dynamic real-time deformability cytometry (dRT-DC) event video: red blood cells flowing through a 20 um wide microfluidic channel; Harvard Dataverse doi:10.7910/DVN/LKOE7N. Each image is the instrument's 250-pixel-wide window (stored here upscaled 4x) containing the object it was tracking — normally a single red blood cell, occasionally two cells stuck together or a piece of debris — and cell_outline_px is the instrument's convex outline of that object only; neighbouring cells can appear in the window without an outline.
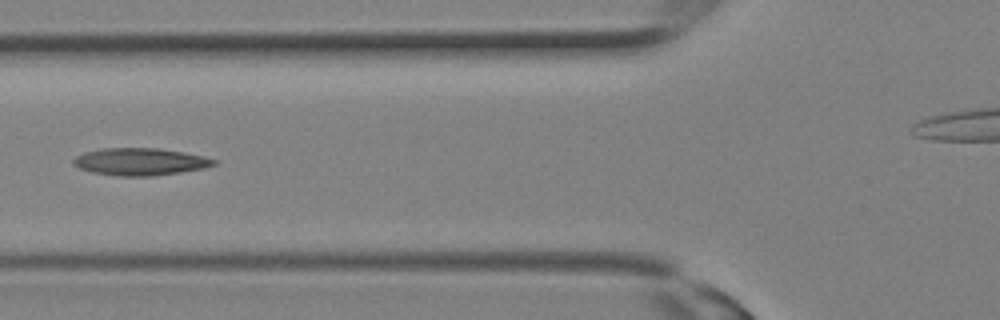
{"species": "Egyptian fruit bat (a non-hibernating species)", "species_latin": "Rousettus aegyptiacus", "temperature_condition": "room temperature", "stored_images_in_passage": 11, "camera_frame_rate_fps": 3000, "um_per_image_px": 0.085, "animal": {"sex": "female"}, "frame": {"image": 1, "passage_image": 10, "time_ms": 3.0, "image_size_px": [1000, 320], "cell_outline_px": [[220, 164], [204, 168], [180, 172], [152, 176], [120, 176], [92, 172], [80, 168], [72, 164], [72, 160], [76, 156], [84, 152], [104, 148], [156, 148], [184, 152], [204, 156], [220, 160]], "centroid_in_image_um": [11.97, 13.74], "position_along_channel_um": 113.8, "area_um2": 22.48}}